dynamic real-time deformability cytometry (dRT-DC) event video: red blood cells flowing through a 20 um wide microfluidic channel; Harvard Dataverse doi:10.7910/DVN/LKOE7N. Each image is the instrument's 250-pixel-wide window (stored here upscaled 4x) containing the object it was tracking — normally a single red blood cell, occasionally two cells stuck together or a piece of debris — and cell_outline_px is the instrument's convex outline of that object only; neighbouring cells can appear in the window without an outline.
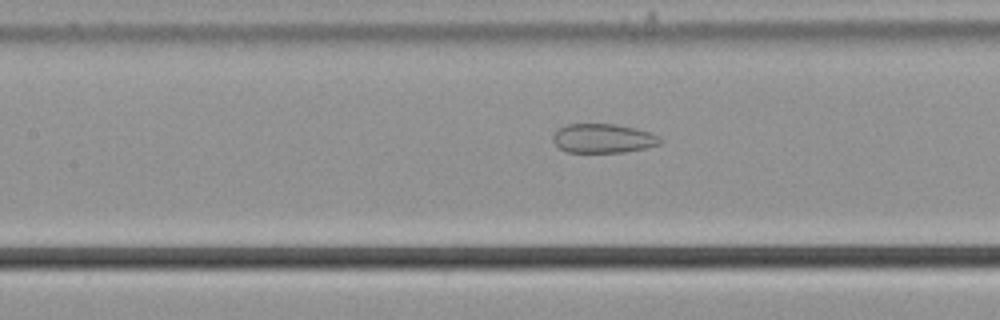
{"species": "common noctule bat (a hibernating species)", "species_latin": "Nyctalus noctula", "temperature_condition": "cold", "stored_images_in_passage": 39, "camera_frame_rate_fps": 3000, "um_per_image_px": 0.085, "animal": {"sex": "male", "body_mass_g": 21.5, "forearm_length_mm": 52.0}, "frame": {"image": 1, "passage_image": 9, "time_ms": 2.667, "image_size_px": [1000, 320], "cell_outline_px": [[664, 140], [660, 144], [644, 148], [624, 152], [568, 152], [560, 148], [552, 140], [552, 136], [560, 128], [568, 124], [616, 124], [648, 132], [660, 136]], "centroid_in_image_um": [51.28, 11.76], "position_along_channel_um": 156.1, "area_um2": 18.03}}
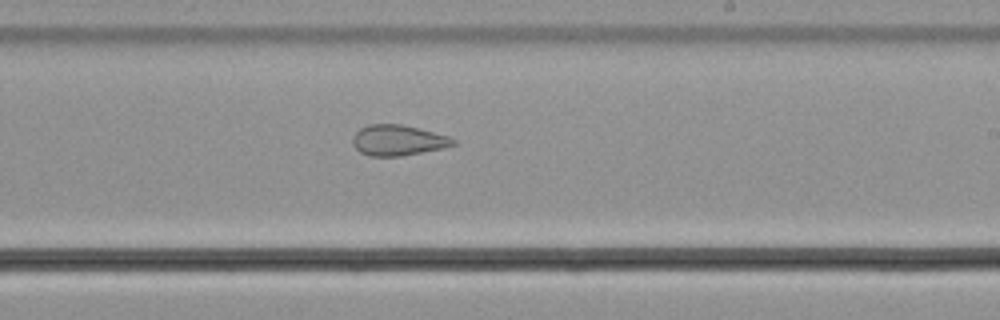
{"frame": {"image": 2, "passage_image": 17, "time_ms": 5.333, "image_size_px": [1000, 320], "cell_outline_px": [[456, 144], [440, 148], [400, 156], [368, 156], [360, 152], [352, 144], [352, 136], [360, 128], [368, 124], [400, 124], [448, 136], [456, 140]], "centroid_in_image_um": [33.76, 11.92], "position_along_channel_um": 255.2, "area_um2": 17.69}}
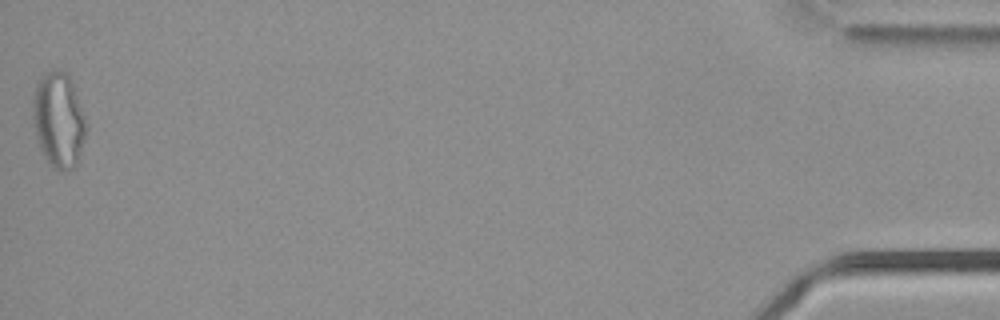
{"frame": {"image": 3, "passage_image": 39, "time_ms": 12.667, "image_size_px": [1000, 320], "cell_outline_px": [[88, 128], [76, 164], [72, 168], [64, 172], [56, 168], [48, 160], [40, 148], [36, 136], [32, 116], [32, 100], [36, 84], [44, 72], [56, 68], [68, 72], [72, 80]], "centroid_in_image_um": [4.98, 10.12], "position_along_channel_um": 430.2, "area_um2": 29.71}, "authors_computed_cell_mechanics": {"area_um2": 20.9236, "velocity_mm_per_s": 3.7292, "shape_relaxation_time_tau1_ms": null, "shape_relaxation_time_tau2_ms": 1.9949, "deformation_change_tau1": null, "deformation_change_tau2": 0.0955}}